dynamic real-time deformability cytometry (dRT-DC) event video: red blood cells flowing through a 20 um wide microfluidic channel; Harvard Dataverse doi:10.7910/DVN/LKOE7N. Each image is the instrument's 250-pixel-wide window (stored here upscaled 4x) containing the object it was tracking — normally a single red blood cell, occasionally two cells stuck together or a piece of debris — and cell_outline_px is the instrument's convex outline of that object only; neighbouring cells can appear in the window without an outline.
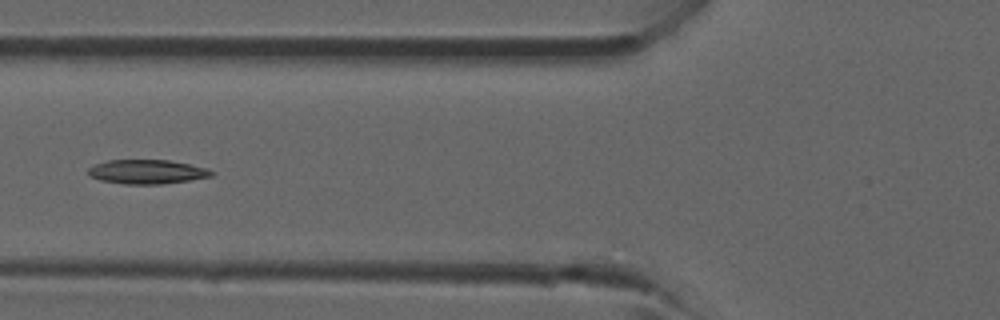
{"species": "common noctule bat (a hibernating species)", "species_latin": "Nyctalus noctula", "temperature_condition": "room temperature", "stored_images_in_passage": 2, "camera_frame_rate_fps": 3000, "um_per_image_px": 0.085, "animal": {"sex": "male", "forearm_length_mm": 52.5}, "frame": {"image": 1, "passage_image": 2, "time_ms": 1.0, "image_size_px": [1000, 320], "cell_outline_px": [[216, 172], [212, 176], [188, 180], [160, 184], [124, 184], [100, 180], [88, 176], [88, 168], [96, 164], [108, 160], [168, 160], [208, 168]], "centroid_in_image_um": [12.49, 14.6], "position_along_channel_um": 113.3, "area_um2": 17.34}}